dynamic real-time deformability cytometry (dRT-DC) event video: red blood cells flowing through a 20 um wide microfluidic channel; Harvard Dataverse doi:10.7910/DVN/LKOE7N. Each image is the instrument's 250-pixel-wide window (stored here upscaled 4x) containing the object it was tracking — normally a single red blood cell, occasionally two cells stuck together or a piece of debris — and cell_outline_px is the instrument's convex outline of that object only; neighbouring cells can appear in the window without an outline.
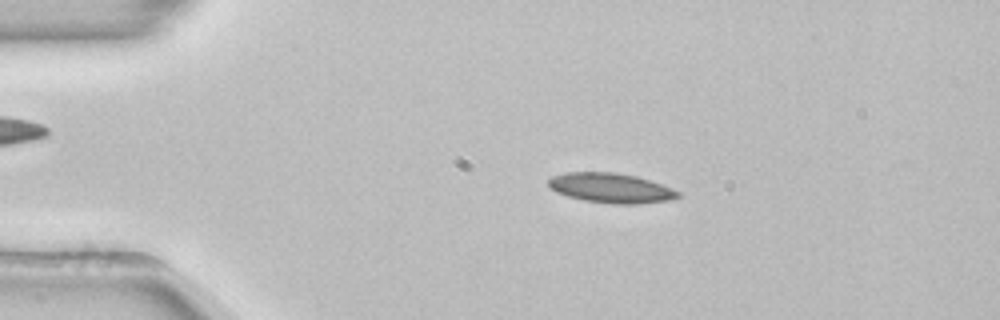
{"species": "common noctule bat (a hibernating species)", "species_latin": "Nyctalus noctula", "temperature_condition": "room temperature", "stored_images_in_passage": 52, "camera_frame_rate_fps": 3000, "um_per_image_px": 0.085, "animal": {"sex": "female", "body_mass_g": 22.7, "forearm_length_mm": 54.2}, "frame": {"image": 1, "passage_image": 10, "time_ms": 3.0, "image_size_px": [1000, 320], "cell_outline_px": [[680, 196], [668, 200], [636, 204], [612, 204], [584, 200], [568, 196], [556, 192], [548, 184], [548, 180], [552, 176], [568, 172], [616, 172], [636, 176], [660, 184], [680, 192]], "centroid_in_image_um": [51.9, 15.98], "position_along_channel_um": 33.1, "area_um2": 22.25}}
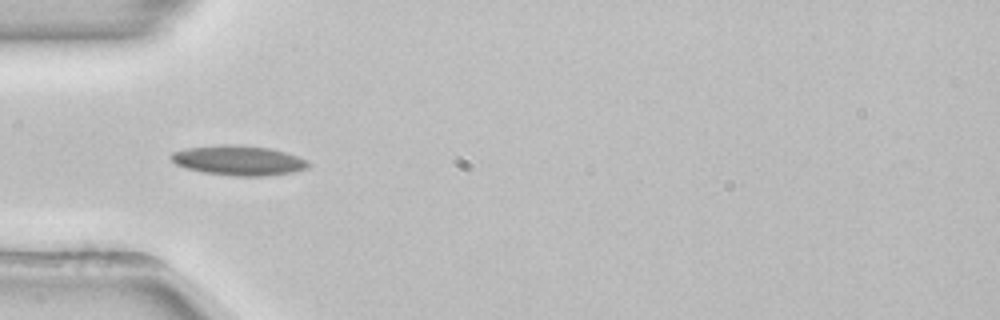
{"frame": {"image": 2, "passage_image": 16, "time_ms": 5.0, "image_size_px": [1000, 320], "cell_outline_px": [[312, 164], [304, 168], [292, 172], [264, 176], [232, 176], [204, 172], [184, 168], [176, 164], [168, 156], [172, 152], [184, 148], [224, 144], [232, 144], [268, 148], [284, 152], [308, 160]], "centroid_in_image_um": [20.22, 13.63], "position_along_channel_um": 64.8, "area_um2": 23.81}}
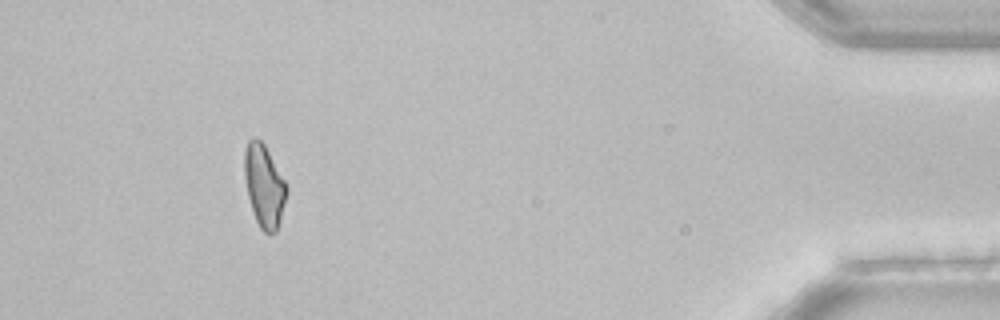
{"frame": {"image": 3, "passage_image": 48, "time_ms": 15.667, "image_size_px": [1000, 320], "cell_outline_px": [[288, 192], [280, 220], [276, 232], [268, 236], [260, 228], [252, 212], [248, 196], [244, 176], [244, 148], [248, 140], [252, 136], [256, 136], [264, 144], [284, 180], [288, 188]], "centroid_in_image_um": [22.44, 15.8], "position_along_channel_um": 412.8, "area_um2": 20.46}}